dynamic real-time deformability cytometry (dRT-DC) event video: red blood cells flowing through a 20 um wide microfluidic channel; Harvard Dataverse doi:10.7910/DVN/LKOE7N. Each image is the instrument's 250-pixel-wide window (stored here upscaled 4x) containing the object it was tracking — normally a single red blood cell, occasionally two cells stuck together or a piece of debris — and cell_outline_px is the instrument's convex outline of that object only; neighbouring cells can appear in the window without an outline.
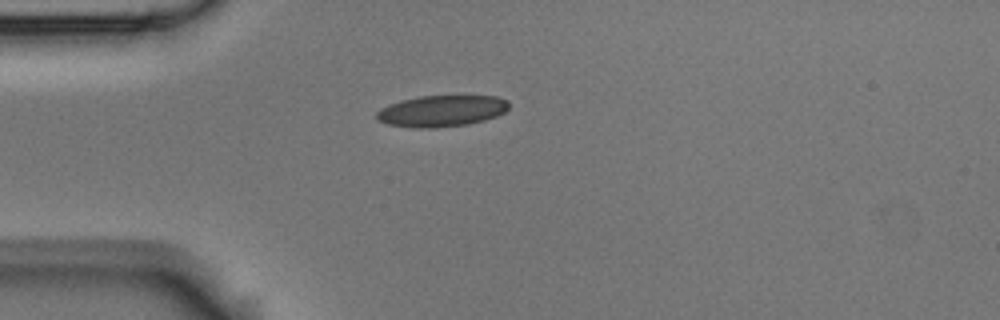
{"species": "Egyptian fruit bat (a non-hibernating species)", "species_latin": "Rousettus aegyptiacus", "temperature_condition": "room temperature", "stored_images_in_passage": 1, "camera_frame_rate_fps": 3000, "um_per_image_px": 0.085, "animal": {"sex": "male"}, "frame": {"image": 1, "passage_image": 1, "time_ms": 0.0, "image_size_px": [1000, 320], "cell_outline_px": [[508, 108], [504, 112], [496, 116], [484, 120], [468, 124], [436, 128], [416, 128], [388, 124], [376, 120], [376, 112], [380, 108], [404, 100], [420, 96], [496, 96], [508, 100]], "centroid_in_image_um": [37.54, 9.44], "position_along_channel_um": 47.5, "area_um2": 24.04}}